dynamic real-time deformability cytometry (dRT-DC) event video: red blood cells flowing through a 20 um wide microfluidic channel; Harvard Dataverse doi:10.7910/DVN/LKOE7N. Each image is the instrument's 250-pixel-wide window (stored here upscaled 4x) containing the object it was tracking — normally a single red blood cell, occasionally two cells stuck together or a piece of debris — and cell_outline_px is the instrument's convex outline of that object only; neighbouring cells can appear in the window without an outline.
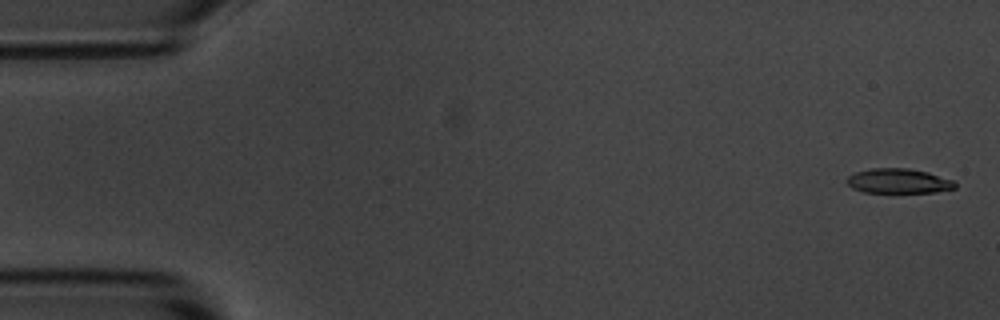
{"species": "common noctule bat (a hibernating species)", "species_latin": "Nyctalus noctula", "temperature_condition": "room temperature", "stored_images_in_passage": 5, "camera_frame_rate_fps": 3000, "um_per_image_px": 0.085, "animal": {"sex": "male", "body_mass_g": 20.1, "forearm_length_mm": 53.5}, "frame": {"image": 1, "passage_image": 1, "time_ms": 0.0, "image_size_px": [1000, 320], "cell_outline_px": [[956, 188], [936, 192], [864, 192], [852, 188], [844, 180], [848, 176], [856, 172], [872, 168], [908, 168], [928, 172], [952, 180], [956, 184]], "centroid_in_image_um": [76.35, 15.38], "position_along_channel_um": 8.6, "area_um2": 15.55}}
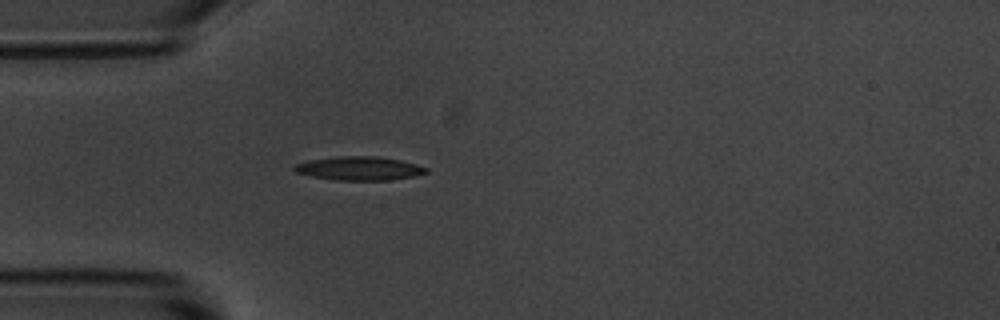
{"frame": {"image": 2, "passage_image": 5, "time_ms": 4.667, "image_size_px": [1000, 320], "cell_outline_px": [[428, 172], [412, 176], [392, 180], [336, 180], [312, 176], [296, 172], [292, 168], [296, 164], [308, 160], [336, 156], [376, 156], [400, 160], [416, 164], [428, 168]], "centroid_in_image_um": [30.53, 14.31], "position_along_channel_um": 54.5, "area_um2": 18.15}}